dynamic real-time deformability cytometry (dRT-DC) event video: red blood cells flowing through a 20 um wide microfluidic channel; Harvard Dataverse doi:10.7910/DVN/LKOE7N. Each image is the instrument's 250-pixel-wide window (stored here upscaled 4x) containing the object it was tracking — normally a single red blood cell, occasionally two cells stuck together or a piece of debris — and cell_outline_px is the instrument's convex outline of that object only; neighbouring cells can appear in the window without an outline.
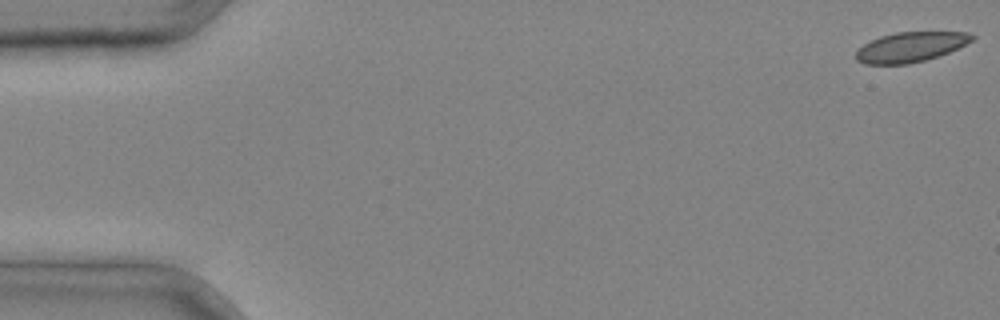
{"species": "common noctule bat (a hibernating species)", "species_latin": "Nyctalus noctula", "temperature_condition": "cold", "stored_images_in_passage": 3, "camera_frame_rate_fps": 3000, "um_per_image_px": 0.085, "animal": {"sex": "male", "body_mass_g": 20.4}, "frame": {"image": 1, "passage_image": 1, "time_ms": 0.0, "image_size_px": [1000, 320], "cell_outline_px": [[976, 36], [972, 40], [948, 52], [924, 60], [908, 64], [864, 64], [856, 60], [856, 52], [864, 44], [880, 36], [896, 32], [968, 32]], "centroid_in_image_um": [77.37, 3.99], "position_along_channel_um": 7.6, "area_um2": 19.94}}